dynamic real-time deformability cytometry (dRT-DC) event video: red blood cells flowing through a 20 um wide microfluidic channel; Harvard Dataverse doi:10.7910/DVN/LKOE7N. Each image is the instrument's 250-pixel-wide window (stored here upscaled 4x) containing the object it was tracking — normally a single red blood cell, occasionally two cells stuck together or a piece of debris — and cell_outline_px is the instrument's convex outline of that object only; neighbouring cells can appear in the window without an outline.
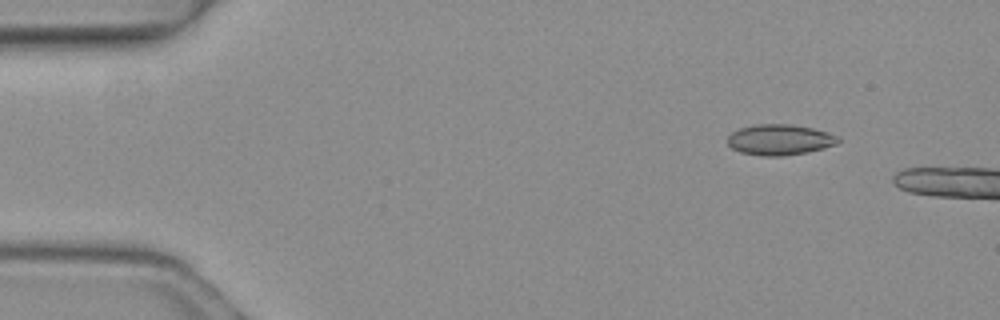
{"species": "common noctule bat (a hibernating species)", "species_latin": "Nyctalus noctula", "temperature_condition": "warm", "stored_images_in_passage": 3, "camera_frame_rate_fps": 3000, "um_per_image_px": 0.085, "animal": {"sex": "female", "body_mass_g": 19.3, "forearm_length_mm": 54.1}, "frame": {"image": 1, "passage_image": 1, "time_ms": 0.0, "image_size_px": [1000, 320], "cell_outline_px": [[840, 140], [836, 144], [824, 148], [808, 152], [784, 156], [760, 156], [740, 152], [732, 148], [728, 144], [728, 136], [732, 132], [740, 128], [752, 124], [792, 124], [812, 128], [828, 132], [840, 136]], "centroid_in_image_um": [66.29, 11.87], "position_along_channel_um": 18.7, "area_um2": 20.0}}